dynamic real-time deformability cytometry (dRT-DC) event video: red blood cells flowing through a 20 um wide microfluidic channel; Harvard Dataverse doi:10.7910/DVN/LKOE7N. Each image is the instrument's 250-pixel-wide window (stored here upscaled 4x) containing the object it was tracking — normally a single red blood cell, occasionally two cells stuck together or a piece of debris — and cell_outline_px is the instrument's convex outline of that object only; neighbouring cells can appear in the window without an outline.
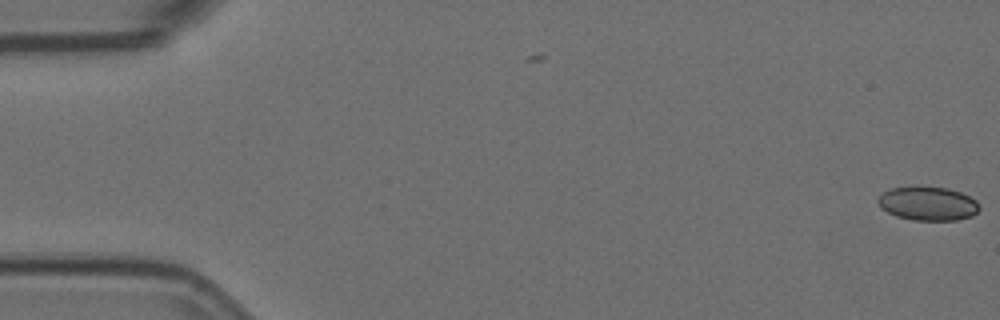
{"species": "Egyptian fruit bat (a non-hibernating species)", "species_latin": "Rousettus aegyptiacus", "temperature_condition": "room temperature", "stored_images_in_passage": 6, "segment_of_instrument_passage": [1, 2], "camera_frame_rate_fps": 3000, "um_per_image_px": 0.085, "animal": {"sex": "female"}, "frame": {"image": 1, "passage_image": 1, "time_ms": 0.0, "image_size_px": [1000, 320], "cell_outline_px": [[980, 208], [972, 216], [956, 220], [912, 220], [896, 216], [880, 208], [876, 200], [884, 192], [892, 188], [916, 184], [948, 188], [960, 192], [976, 200]], "centroid_in_image_um": [78.84, 17.27], "position_along_channel_um": 6.2, "area_um2": 20.4}}